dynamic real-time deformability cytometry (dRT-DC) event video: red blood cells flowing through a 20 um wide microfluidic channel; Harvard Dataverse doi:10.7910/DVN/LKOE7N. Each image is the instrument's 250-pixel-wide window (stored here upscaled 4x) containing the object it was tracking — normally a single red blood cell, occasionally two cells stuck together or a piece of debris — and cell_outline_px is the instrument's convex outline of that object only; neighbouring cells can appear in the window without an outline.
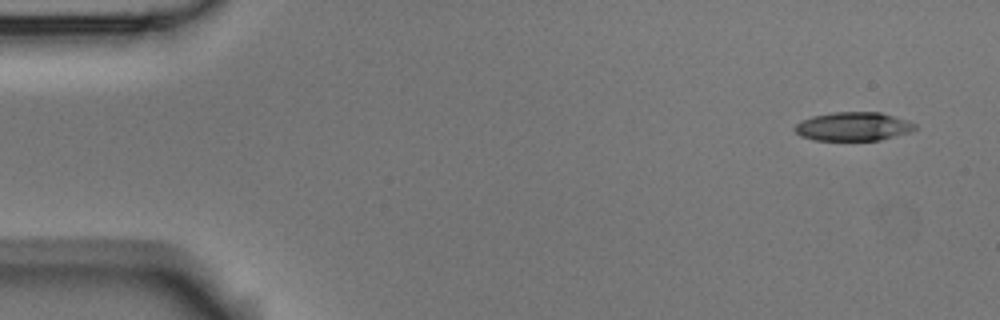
{"species": "Egyptian fruit bat (a non-hibernating species)", "species_latin": "Rousettus aegyptiacus", "temperature_condition": "room temperature", "stored_images_in_passage": 8, "camera_frame_rate_fps": 3000, "um_per_image_px": 0.085, "animal": {"sex": "male"}, "frame": {"image": 1, "passage_image": 1, "time_ms": 0.0, "image_size_px": [1000, 320], "cell_outline_px": [[916, 128], [908, 132], [880, 140], [812, 140], [800, 136], [792, 128], [800, 120], [812, 116], [836, 112], [880, 112], [916, 124]], "centroid_in_image_um": [72.44, 10.75], "position_along_channel_um": 12.6, "area_um2": 19.94}}
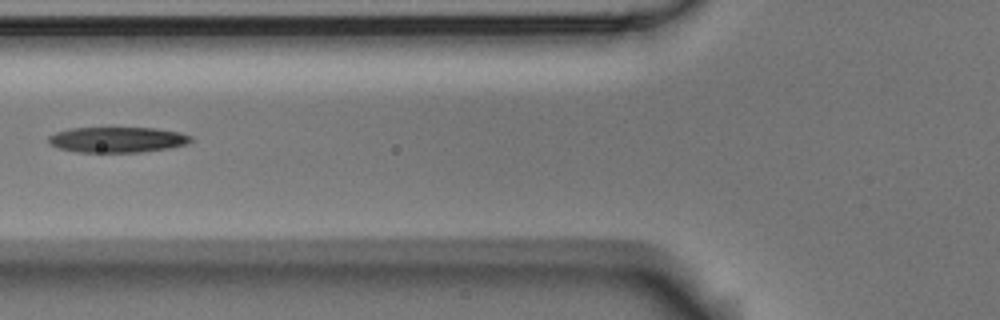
{"frame": {"image": 2, "passage_image": 6, "time_ms": 6.0, "image_size_px": [1000, 320], "cell_outline_px": [[192, 140], [188, 144], [168, 148], [140, 152], [76, 152], [60, 148], [48, 144], [48, 136], [56, 132], [72, 128], [156, 128], [180, 132], [192, 136]], "centroid_in_image_um": [9.98, 11.87], "position_along_channel_um": 115.8, "area_um2": 21.21}}
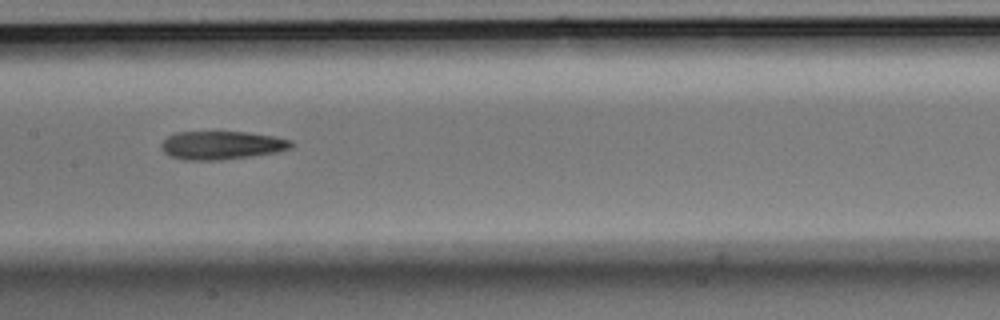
{"frame": {"image": 3, "passage_image": 8, "time_ms": 8.0, "image_size_px": [1000, 320], "cell_outline_px": [[296, 144], [292, 148], [280, 152], [252, 156], [220, 160], [184, 160], [168, 156], [160, 148], [160, 144], [168, 136], [176, 132], [248, 132], [272, 136], [292, 140]], "centroid_in_image_um": [18.87, 12.35], "position_along_channel_um": 188.5, "area_um2": 21.79}}